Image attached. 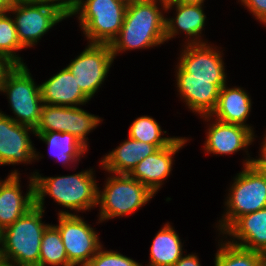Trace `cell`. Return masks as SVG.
Wrapping results in <instances>:
<instances>
[{"instance_id": "cell-1", "label": "cell", "mask_w": 266, "mask_h": 266, "mask_svg": "<svg viewBox=\"0 0 266 266\" xmlns=\"http://www.w3.org/2000/svg\"><path fill=\"white\" fill-rule=\"evenodd\" d=\"M158 4L135 1L127 5L121 30L110 44L114 59L117 54L130 49H148L166 42L165 16L162 11H165L166 6Z\"/></svg>"}, {"instance_id": "cell-2", "label": "cell", "mask_w": 266, "mask_h": 266, "mask_svg": "<svg viewBox=\"0 0 266 266\" xmlns=\"http://www.w3.org/2000/svg\"><path fill=\"white\" fill-rule=\"evenodd\" d=\"M31 175L35 181V205L40 209H45L46 195L70 211L85 212L97 206L99 187L92 168L66 176L43 177L39 172Z\"/></svg>"}, {"instance_id": "cell-3", "label": "cell", "mask_w": 266, "mask_h": 266, "mask_svg": "<svg viewBox=\"0 0 266 266\" xmlns=\"http://www.w3.org/2000/svg\"><path fill=\"white\" fill-rule=\"evenodd\" d=\"M36 205L1 231L0 256L13 265L39 263L42 235L49 224Z\"/></svg>"}, {"instance_id": "cell-4", "label": "cell", "mask_w": 266, "mask_h": 266, "mask_svg": "<svg viewBox=\"0 0 266 266\" xmlns=\"http://www.w3.org/2000/svg\"><path fill=\"white\" fill-rule=\"evenodd\" d=\"M243 160V170L236 174L226 197V210L218 221L223 234L239 217L266 207V178L252 165L250 155Z\"/></svg>"}, {"instance_id": "cell-5", "label": "cell", "mask_w": 266, "mask_h": 266, "mask_svg": "<svg viewBox=\"0 0 266 266\" xmlns=\"http://www.w3.org/2000/svg\"><path fill=\"white\" fill-rule=\"evenodd\" d=\"M111 174L103 191H98V223L134 214L155 196L148 187L128 174Z\"/></svg>"}, {"instance_id": "cell-6", "label": "cell", "mask_w": 266, "mask_h": 266, "mask_svg": "<svg viewBox=\"0 0 266 266\" xmlns=\"http://www.w3.org/2000/svg\"><path fill=\"white\" fill-rule=\"evenodd\" d=\"M127 5L121 0H83L69 17L78 14L88 43L110 45L121 30Z\"/></svg>"}, {"instance_id": "cell-7", "label": "cell", "mask_w": 266, "mask_h": 266, "mask_svg": "<svg viewBox=\"0 0 266 266\" xmlns=\"http://www.w3.org/2000/svg\"><path fill=\"white\" fill-rule=\"evenodd\" d=\"M8 12L24 48L35 46L54 25L69 18L53 0H15Z\"/></svg>"}, {"instance_id": "cell-8", "label": "cell", "mask_w": 266, "mask_h": 266, "mask_svg": "<svg viewBox=\"0 0 266 266\" xmlns=\"http://www.w3.org/2000/svg\"><path fill=\"white\" fill-rule=\"evenodd\" d=\"M0 92L6 94L9 99L14 114V117H9L16 123L35 130L40 120L43 102L40 86L34 82L26 64L14 67L6 77Z\"/></svg>"}, {"instance_id": "cell-9", "label": "cell", "mask_w": 266, "mask_h": 266, "mask_svg": "<svg viewBox=\"0 0 266 266\" xmlns=\"http://www.w3.org/2000/svg\"><path fill=\"white\" fill-rule=\"evenodd\" d=\"M58 225L67 258L73 266H85L103 246L95 229L69 211L58 212Z\"/></svg>"}, {"instance_id": "cell-10", "label": "cell", "mask_w": 266, "mask_h": 266, "mask_svg": "<svg viewBox=\"0 0 266 266\" xmlns=\"http://www.w3.org/2000/svg\"><path fill=\"white\" fill-rule=\"evenodd\" d=\"M113 62L110 45L89 43L66 67L82 92L91 100L103 84Z\"/></svg>"}, {"instance_id": "cell-11", "label": "cell", "mask_w": 266, "mask_h": 266, "mask_svg": "<svg viewBox=\"0 0 266 266\" xmlns=\"http://www.w3.org/2000/svg\"><path fill=\"white\" fill-rule=\"evenodd\" d=\"M101 118L80 107L42 105L40 120L35 132H67L77 137L88 148L87 135L100 123Z\"/></svg>"}, {"instance_id": "cell-12", "label": "cell", "mask_w": 266, "mask_h": 266, "mask_svg": "<svg viewBox=\"0 0 266 266\" xmlns=\"http://www.w3.org/2000/svg\"><path fill=\"white\" fill-rule=\"evenodd\" d=\"M29 133L35 135V130L16 123L0 111V165L30 164L41 158Z\"/></svg>"}, {"instance_id": "cell-13", "label": "cell", "mask_w": 266, "mask_h": 266, "mask_svg": "<svg viewBox=\"0 0 266 266\" xmlns=\"http://www.w3.org/2000/svg\"><path fill=\"white\" fill-rule=\"evenodd\" d=\"M176 68V87L180 98L193 113L211 115L216 109L220 89L226 85L227 79L188 78V73L178 64Z\"/></svg>"}, {"instance_id": "cell-14", "label": "cell", "mask_w": 266, "mask_h": 266, "mask_svg": "<svg viewBox=\"0 0 266 266\" xmlns=\"http://www.w3.org/2000/svg\"><path fill=\"white\" fill-rule=\"evenodd\" d=\"M20 173L12 171L6 179H0V230H4L35 206L34 176L29 177V185L23 196Z\"/></svg>"}, {"instance_id": "cell-15", "label": "cell", "mask_w": 266, "mask_h": 266, "mask_svg": "<svg viewBox=\"0 0 266 266\" xmlns=\"http://www.w3.org/2000/svg\"><path fill=\"white\" fill-rule=\"evenodd\" d=\"M188 140L185 137H177L170 145L159 148L137 163L128 175L157 194L172 171L174 155L185 146Z\"/></svg>"}, {"instance_id": "cell-16", "label": "cell", "mask_w": 266, "mask_h": 266, "mask_svg": "<svg viewBox=\"0 0 266 266\" xmlns=\"http://www.w3.org/2000/svg\"><path fill=\"white\" fill-rule=\"evenodd\" d=\"M209 121H215L209 125L207 137L204 142V150L215 155H232L237 151L244 150L248 156V146L255 140V133L249 128L238 124H231L212 118L211 115L200 116ZM247 151H246V150Z\"/></svg>"}, {"instance_id": "cell-17", "label": "cell", "mask_w": 266, "mask_h": 266, "mask_svg": "<svg viewBox=\"0 0 266 266\" xmlns=\"http://www.w3.org/2000/svg\"><path fill=\"white\" fill-rule=\"evenodd\" d=\"M178 65L188 73V78L227 79L223 53L208 43L186 44Z\"/></svg>"}, {"instance_id": "cell-18", "label": "cell", "mask_w": 266, "mask_h": 266, "mask_svg": "<svg viewBox=\"0 0 266 266\" xmlns=\"http://www.w3.org/2000/svg\"><path fill=\"white\" fill-rule=\"evenodd\" d=\"M204 5L172 3L166 6L164 11L175 9L174 18L165 17V38L166 41L175 38L179 33L186 34V44H203L202 31L204 30L206 15ZM175 36V37H174Z\"/></svg>"}, {"instance_id": "cell-19", "label": "cell", "mask_w": 266, "mask_h": 266, "mask_svg": "<svg viewBox=\"0 0 266 266\" xmlns=\"http://www.w3.org/2000/svg\"><path fill=\"white\" fill-rule=\"evenodd\" d=\"M222 235L231 244L266 253V207L239 217Z\"/></svg>"}, {"instance_id": "cell-20", "label": "cell", "mask_w": 266, "mask_h": 266, "mask_svg": "<svg viewBox=\"0 0 266 266\" xmlns=\"http://www.w3.org/2000/svg\"><path fill=\"white\" fill-rule=\"evenodd\" d=\"M42 102L47 105L80 107L90 99L79 88L70 70L65 67L47 81L41 83Z\"/></svg>"}, {"instance_id": "cell-21", "label": "cell", "mask_w": 266, "mask_h": 266, "mask_svg": "<svg viewBox=\"0 0 266 266\" xmlns=\"http://www.w3.org/2000/svg\"><path fill=\"white\" fill-rule=\"evenodd\" d=\"M159 148L150 143L127 140L101 158V167L109 174H129L141 160L153 154Z\"/></svg>"}, {"instance_id": "cell-22", "label": "cell", "mask_w": 266, "mask_h": 266, "mask_svg": "<svg viewBox=\"0 0 266 266\" xmlns=\"http://www.w3.org/2000/svg\"><path fill=\"white\" fill-rule=\"evenodd\" d=\"M251 106V97L243 88H229L224 85L220 89L218 103L211 116L225 123L242 125L254 133L252 126L246 123Z\"/></svg>"}, {"instance_id": "cell-23", "label": "cell", "mask_w": 266, "mask_h": 266, "mask_svg": "<svg viewBox=\"0 0 266 266\" xmlns=\"http://www.w3.org/2000/svg\"><path fill=\"white\" fill-rule=\"evenodd\" d=\"M151 244L147 266H173L183 256V243L169 222L156 233Z\"/></svg>"}, {"instance_id": "cell-24", "label": "cell", "mask_w": 266, "mask_h": 266, "mask_svg": "<svg viewBox=\"0 0 266 266\" xmlns=\"http://www.w3.org/2000/svg\"><path fill=\"white\" fill-rule=\"evenodd\" d=\"M35 136L39 137L40 140L48 145V150H50L49 155L51 154L55 157L63 166L64 164L69 166L70 164H77V161L79 162L82 155L84 156L89 150L77 137L67 132H35Z\"/></svg>"}, {"instance_id": "cell-25", "label": "cell", "mask_w": 266, "mask_h": 266, "mask_svg": "<svg viewBox=\"0 0 266 266\" xmlns=\"http://www.w3.org/2000/svg\"><path fill=\"white\" fill-rule=\"evenodd\" d=\"M39 263L43 266H73L67 258L61 234L55 225L49 224L42 235Z\"/></svg>"}, {"instance_id": "cell-26", "label": "cell", "mask_w": 266, "mask_h": 266, "mask_svg": "<svg viewBox=\"0 0 266 266\" xmlns=\"http://www.w3.org/2000/svg\"><path fill=\"white\" fill-rule=\"evenodd\" d=\"M219 241L221 242H218L219 249L215 254V266H262V253L239 247L227 240Z\"/></svg>"}, {"instance_id": "cell-27", "label": "cell", "mask_w": 266, "mask_h": 266, "mask_svg": "<svg viewBox=\"0 0 266 266\" xmlns=\"http://www.w3.org/2000/svg\"><path fill=\"white\" fill-rule=\"evenodd\" d=\"M160 124L150 116L136 118L129 128L128 136L134 140L156 145L158 148L170 145L177 137H163ZM163 134V135H162ZM162 136V137H161Z\"/></svg>"}, {"instance_id": "cell-28", "label": "cell", "mask_w": 266, "mask_h": 266, "mask_svg": "<svg viewBox=\"0 0 266 266\" xmlns=\"http://www.w3.org/2000/svg\"><path fill=\"white\" fill-rule=\"evenodd\" d=\"M9 14V12L0 13V54L10 58L17 65H25L23 59L16 53L25 48L18 39L12 15Z\"/></svg>"}, {"instance_id": "cell-29", "label": "cell", "mask_w": 266, "mask_h": 266, "mask_svg": "<svg viewBox=\"0 0 266 266\" xmlns=\"http://www.w3.org/2000/svg\"><path fill=\"white\" fill-rule=\"evenodd\" d=\"M85 266H143L134 259L117 251L105 250L103 247L90 259Z\"/></svg>"}, {"instance_id": "cell-30", "label": "cell", "mask_w": 266, "mask_h": 266, "mask_svg": "<svg viewBox=\"0 0 266 266\" xmlns=\"http://www.w3.org/2000/svg\"><path fill=\"white\" fill-rule=\"evenodd\" d=\"M255 19L266 26V0H239Z\"/></svg>"}, {"instance_id": "cell-31", "label": "cell", "mask_w": 266, "mask_h": 266, "mask_svg": "<svg viewBox=\"0 0 266 266\" xmlns=\"http://www.w3.org/2000/svg\"><path fill=\"white\" fill-rule=\"evenodd\" d=\"M15 64L10 58L0 54V88L6 80L8 74L14 69Z\"/></svg>"}, {"instance_id": "cell-32", "label": "cell", "mask_w": 266, "mask_h": 266, "mask_svg": "<svg viewBox=\"0 0 266 266\" xmlns=\"http://www.w3.org/2000/svg\"><path fill=\"white\" fill-rule=\"evenodd\" d=\"M53 1L68 17L83 2V0H53Z\"/></svg>"}, {"instance_id": "cell-33", "label": "cell", "mask_w": 266, "mask_h": 266, "mask_svg": "<svg viewBox=\"0 0 266 266\" xmlns=\"http://www.w3.org/2000/svg\"><path fill=\"white\" fill-rule=\"evenodd\" d=\"M173 266H201L199 258L195 254L182 256Z\"/></svg>"}, {"instance_id": "cell-34", "label": "cell", "mask_w": 266, "mask_h": 266, "mask_svg": "<svg viewBox=\"0 0 266 266\" xmlns=\"http://www.w3.org/2000/svg\"><path fill=\"white\" fill-rule=\"evenodd\" d=\"M266 134V133H265ZM264 134V139L263 142L261 143V149H260V154L259 158L252 159L251 165H266V135Z\"/></svg>"}, {"instance_id": "cell-35", "label": "cell", "mask_w": 266, "mask_h": 266, "mask_svg": "<svg viewBox=\"0 0 266 266\" xmlns=\"http://www.w3.org/2000/svg\"><path fill=\"white\" fill-rule=\"evenodd\" d=\"M15 0H0V13L8 12L9 9L13 6Z\"/></svg>"}, {"instance_id": "cell-36", "label": "cell", "mask_w": 266, "mask_h": 266, "mask_svg": "<svg viewBox=\"0 0 266 266\" xmlns=\"http://www.w3.org/2000/svg\"><path fill=\"white\" fill-rule=\"evenodd\" d=\"M205 0H178L177 3L204 5Z\"/></svg>"}, {"instance_id": "cell-37", "label": "cell", "mask_w": 266, "mask_h": 266, "mask_svg": "<svg viewBox=\"0 0 266 266\" xmlns=\"http://www.w3.org/2000/svg\"><path fill=\"white\" fill-rule=\"evenodd\" d=\"M257 171L266 178V165H252Z\"/></svg>"}, {"instance_id": "cell-38", "label": "cell", "mask_w": 266, "mask_h": 266, "mask_svg": "<svg viewBox=\"0 0 266 266\" xmlns=\"http://www.w3.org/2000/svg\"><path fill=\"white\" fill-rule=\"evenodd\" d=\"M0 266H13L10 262H8L5 258L0 256Z\"/></svg>"}, {"instance_id": "cell-39", "label": "cell", "mask_w": 266, "mask_h": 266, "mask_svg": "<svg viewBox=\"0 0 266 266\" xmlns=\"http://www.w3.org/2000/svg\"><path fill=\"white\" fill-rule=\"evenodd\" d=\"M178 0H161V3L165 6L172 4V3H176Z\"/></svg>"}, {"instance_id": "cell-40", "label": "cell", "mask_w": 266, "mask_h": 266, "mask_svg": "<svg viewBox=\"0 0 266 266\" xmlns=\"http://www.w3.org/2000/svg\"><path fill=\"white\" fill-rule=\"evenodd\" d=\"M13 266H43L40 263H32V264H20V265H13Z\"/></svg>"}, {"instance_id": "cell-41", "label": "cell", "mask_w": 266, "mask_h": 266, "mask_svg": "<svg viewBox=\"0 0 266 266\" xmlns=\"http://www.w3.org/2000/svg\"><path fill=\"white\" fill-rule=\"evenodd\" d=\"M262 266H266V253L262 256Z\"/></svg>"}, {"instance_id": "cell-42", "label": "cell", "mask_w": 266, "mask_h": 266, "mask_svg": "<svg viewBox=\"0 0 266 266\" xmlns=\"http://www.w3.org/2000/svg\"><path fill=\"white\" fill-rule=\"evenodd\" d=\"M121 1L125 2L126 4H130V3L138 1V0H121Z\"/></svg>"}, {"instance_id": "cell-43", "label": "cell", "mask_w": 266, "mask_h": 266, "mask_svg": "<svg viewBox=\"0 0 266 266\" xmlns=\"http://www.w3.org/2000/svg\"><path fill=\"white\" fill-rule=\"evenodd\" d=\"M138 1H148V2H158V3H161V0H138Z\"/></svg>"}, {"instance_id": "cell-44", "label": "cell", "mask_w": 266, "mask_h": 266, "mask_svg": "<svg viewBox=\"0 0 266 266\" xmlns=\"http://www.w3.org/2000/svg\"><path fill=\"white\" fill-rule=\"evenodd\" d=\"M0 246H1V230H0Z\"/></svg>"}]
</instances>
